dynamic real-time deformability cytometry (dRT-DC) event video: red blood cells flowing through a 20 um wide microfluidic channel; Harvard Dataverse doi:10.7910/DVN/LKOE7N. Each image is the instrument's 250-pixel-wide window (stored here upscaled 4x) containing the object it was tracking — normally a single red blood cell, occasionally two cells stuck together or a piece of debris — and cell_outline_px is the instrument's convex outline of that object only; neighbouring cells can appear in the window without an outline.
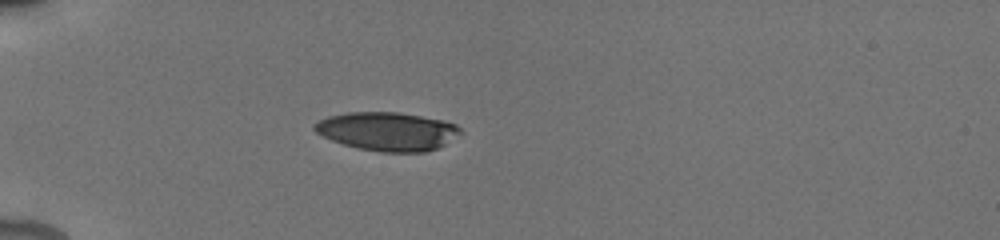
{"species": "human", "species_latin": "Homo sapiens", "temperature_condition": "cold", "stored_images_in_passage": 16, "camera_frame_rate_fps": 3000, "um_per_image_px": 0.085, "donor": {"sex": "male"}, "frame": {"image": 1, "passage_image": 1, "time_ms": 0.0, "image_size_px": [1000, 240], "cell_outline_px": [[460, 132], [444, 144], [436, 148], [424, 152], [380, 152], [356, 148], [332, 140], [316, 132], [312, 128], [312, 124], [328, 116], [348, 112], [400, 112], [444, 120], [456, 124], [460, 128]], "centroid_in_image_um": [32.89, 11.15], "position_along_channel_um": 52.1, "area_um2": 32.66}}